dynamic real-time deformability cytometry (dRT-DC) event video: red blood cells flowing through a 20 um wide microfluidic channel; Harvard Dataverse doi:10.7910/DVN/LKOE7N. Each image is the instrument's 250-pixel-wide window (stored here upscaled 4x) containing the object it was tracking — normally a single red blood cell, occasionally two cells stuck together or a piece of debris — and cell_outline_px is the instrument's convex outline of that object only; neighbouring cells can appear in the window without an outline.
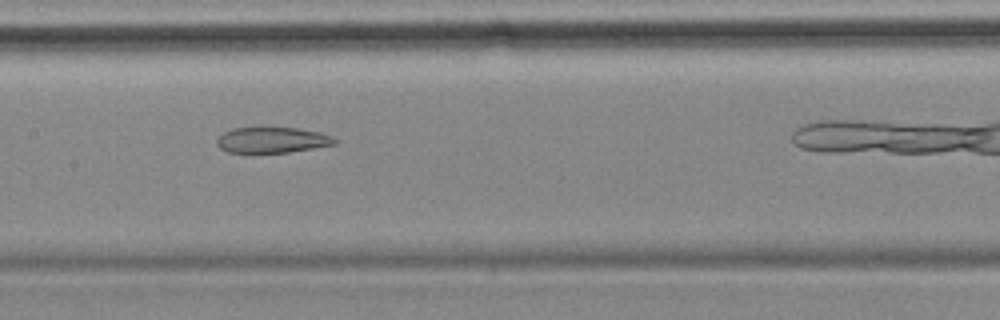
{"species": "common noctule bat (a hibernating species)", "species_latin": "Nyctalus noctula", "temperature_condition": "cold", "stored_images_in_passage": 6, "camera_frame_rate_fps": 3000, "um_per_image_px": 0.085, "animal": {"sex": "female", "body_mass_g": 18.4}, "frame": {"image": 1, "passage_image": 5, "time_ms": 4.667, "image_size_px": [1000, 320], "cell_outline_px": [[336, 144], [288, 152], [228, 152], [220, 148], [216, 144], [216, 140], [224, 132], [232, 128], [260, 124], [296, 128], [320, 132], [332, 136], [336, 140]], "centroid_in_image_um": [23.08, 11.84], "position_along_channel_um": 184.3, "area_um2": 18.32}}